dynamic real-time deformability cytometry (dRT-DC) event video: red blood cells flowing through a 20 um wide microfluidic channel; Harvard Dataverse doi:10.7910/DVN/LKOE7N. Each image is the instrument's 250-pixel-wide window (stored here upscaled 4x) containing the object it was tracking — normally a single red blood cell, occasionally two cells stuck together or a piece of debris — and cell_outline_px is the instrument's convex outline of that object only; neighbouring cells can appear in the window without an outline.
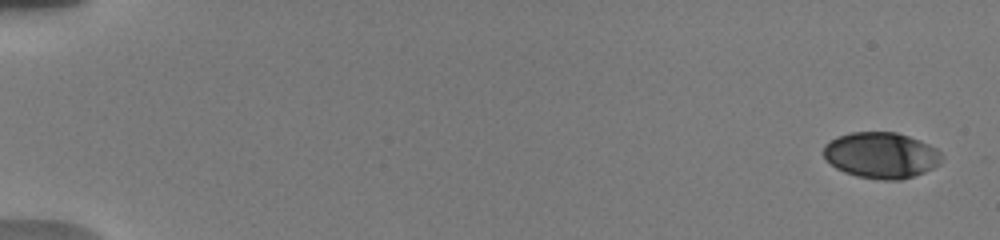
{"species": "human", "species_latin": "Homo sapiens", "temperature_condition": "warm", "stored_images_in_passage": 17, "camera_frame_rate_fps": 3000, "um_per_image_px": 0.085, "donor": {"sex": "male"}, "frame": {"image": 1, "passage_image": 1, "time_ms": 0.0, "image_size_px": [1000, 240], "cell_outline_px": [[940, 164], [924, 172], [900, 180], [880, 180], [856, 176], [844, 172], [836, 168], [824, 156], [824, 144], [840, 136], [852, 132], [896, 132], [920, 140], [936, 148], [940, 152]], "centroid_in_image_um": [74.9, 13.2], "position_along_channel_um": 10.1, "area_um2": 31.44}}
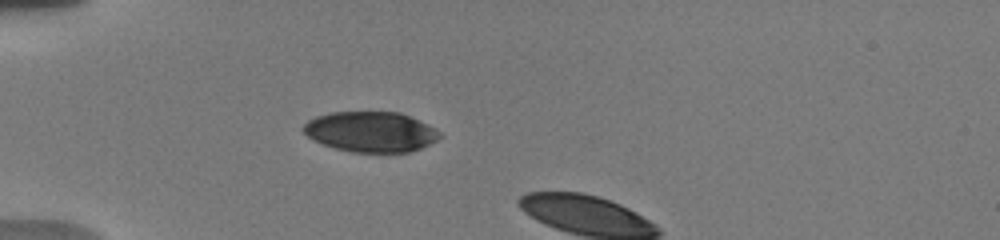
{"frame": {"image": 2, "passage_image": 16, "time_ms": 5.333, "image_size_px": [1000, 240], "cell_outline_px": [[440, 136], [436, 140], [412, 152], [352, 152], [336, 148], [324, 144], [308, 136], [300, 128], [308, 120], [316, 116], [332, 112], [400, 112], [440, 132]], "centroid_in_image_um": [31.47, 11.2], "position_along_channel_um": 53.5, "area_um2": 31.56}}